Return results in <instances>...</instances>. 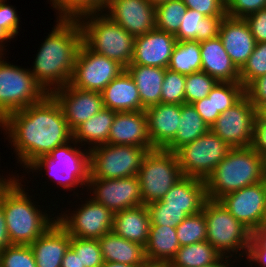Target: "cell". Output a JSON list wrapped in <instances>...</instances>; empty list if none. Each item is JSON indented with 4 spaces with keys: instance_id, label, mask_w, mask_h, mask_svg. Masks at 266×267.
Wrapping results in <instances>:
<instances>
[{
    "instance_id": "16",
    "label": "cell",
    "mask_w": 266,
    "mask_h": 267,
    "mask_svg": "<svg viewBox=\"0 0 266 267\" xmlns=\"http://www.w3.org/2000/svg\"><path fill=\"white\" fill-rule=\"evenodd\" d=\"M219 201L250 231L266 226V201L262 181L228 193Z\"/></svg>"
},
{
    "instance_id": "50",
    "label": "cell",
    "mask_w": 266,
    "mask_h": 267,
    "mask_svg": "<svg viewBox=\"0 0 266 267\" xmlns=\"http://www.w3.org/2000/svg\"><path fill=\"white\" fill-rule=\"evenodd\" d=\"M256 43L266 42V8L244 18Z\"/></svg>"
},
{
    "instance_id": "48",
    "label": "cell",
    "mask_w": 266,
    "mask_h": 267,
    "mask_svg": "<svg viewBox=\"0 0 266 267\" xmlns=\"http://www.w3.org/2000/svg\"><path fill=\"white\" fill-rule=\"evenodd\" d=\"M245 95L258 113L266 110V74L254 79L246 88Z\"/></svg>"
},
{
    "instance_id": "58",
    "label": "cell",
    "mask_w": 266,
    "mask_h": 267,
    "mask_svg": "<svg viewBox=\"0 0 266 267\" xmlns=\"http://www.w3.org/2000/svg\"><path fill=\"white\" fill-rule=\"evenodd\" d=\"M142 265H129L125 263H118V262H104L101 267H140Z\"/></svg>"
},
{
    "instance_id": "35",
    "label": "cell",
    "mask_w": 266,
    "mask_h": 267,
    "mask_svg": "<svg viewBox=\"0 0 266 267\" xmlns=\"http://www.w3.org/2000/svg\"><path fill=\"white\" fill-rule=\"evenodd\" d=\"M200 42H176L168 69L183 75H190L201 71Z\"/></svg>"
},
{
    "instance_id": "30",
    "label": "cell",
    "mask_w": 266,
    "mask_h": 267,
    "mask_svg": "<svg viewBox=\"0 0 266 267\" xmlns=\"http://www.w3.org/2000/svg\"><path fill=\"white\" fill-rule=\"evenodd\" d=\"M126 70L136 83L144 110L161 103L162 84L165 74L164 68L129 65Z\"/></svg>"
},
{
    "instance_id": "42",
    "label": "cell",
    "mask_w": 266,
    "mask_h": 267,
    "mask_svg": "<svg viewBox=\"0 0 266 267\" xmlns=\"http://www.w3.org/2000/svg\"><path fill=\"white\" fill-rule=\"evenodd\" d=\"M70 247L79 255L81 267H101L104 264L97 239L71 237Z\"/></svg>"
},
{
    "instance_id": "22",
    "label": "cell",
    "mask_w": 266,
    "mask_h": 267,
    "mask_svg": "<svg viewBox=\"0 0 266 267\" xmlns=\"http://www.w3.org/2000/svg\"><path fill=\"white\" fill-rule=\"evenodd\" d=\"M148 132L154 149H164L176 136L181 105L159 103L145 109Z\"/></svg>"
},
{
    "instance_id": "59",
    "label": "cell",
    "mask_w": 266,
    "mask_h": 267,
    "mask_svg": "<svg viewBox=\"0 0 266 267\" xmlns=\"http://www.w3.org/2000/svg\"><path fill=\"white\" fill-rule=\"evenodd\" d=\"M1 177V176H0ZM15 177L13 176L12 178H0V192L14 179Z\"/></svg>"
},
{
    "instance_id": "8",
    "label": "cell",
    "mask_w": 266,
    "mask_h": 267,
    "mask_svg": "<svg viewBox=\"0 0 266 267\" xmlns=\"http://www.w3.org/2000/svg\"><path fill=\"white\" fill-rule=\"evenodd\" d=\"M2 56L0 53V122L9 113L38 103L47 95L30 69L4 62Z\"/></svg>"
},
{
    "instance_id": "12",
    "label": "cell",
    "mask_w": 266,
    "mask_h": 267,
    "mask_svg": "<svg viewBox=\"0 0 266 267\" xmlns=\"http://www.w3.org/2000/svg\"><path fill=\"white\" fill-rule=\"evenodd\" d=\"M126 68L81 44L76 56L70 85L84 91L102 90Z\"/></svg>"
},
{
    "instance_id": "31",
    "label": "cell",
    "mask_w": 266,
    "mask_h": 267,
    "mask_svg": "<svg viewBox=\"0 0 266 267\" xmlns=\"http://www.w3.org/2000/svg\"><path fill=\"white\" fill-rule=\"evenodd\" d=\"M176 234L174 227L150 225L149 239L145 246L147 262L169 263L181 247Z\"/></svg>"
},
{
    "instance_id": "20",
    "label": "cell",
    "mask_w": 266,
    "mask_h": 267,
    "mask_svg": "<svg viewBox=\"0 0 266 267\" xmlns=\"http://www.w3.org/2000/svg\"><path fill=\"white\" fill-rule=\"evenodd\" d=\"M107 144L133 145L143 147L148 151L154 150L145 111L116 112Z\"/></svg>"
},
{
    "instance_id": "55",
    "label": "cell",
    "mask_w": 266,
    "mask_h": 267,
    "mask_svg": "<svg viewBox=\"0 0 266 267\" xmlns=\"http://www.w3.org/2000/svg\"><path fill=\"white\" fill-rule=\"evenodd\" d=\"M61 267H81L79 255L69 246L61 262Z\"/></svg>"
},
{
    "instance_id": "15",
    "label": "cell",
    "mask_w": 266,
    "mask_h": 267,
    "mask_svg": "<svg viewBox=\"0 0 266 267\" xmlns=\"http://www.w3.org/2000/svg\"><path fill=\"white\" fill-rule=\"evenodd\" d=\"M87 186L90 190L93 189L94 196L90 198L113 213L143 204L137 176L117 179L89 178Z\"/></svg>"
},
{
    "instance_id": "54",
    "label": "cell",
    "mask_w": 266,
    "mask_h": 267,
    "mask_svg": "<svg viewBox=\"0 0 266 267\" xmlns=\"http://www.w3.org/2000/svg\"><path fill=\"white\" fill-rule=\"evenodd\" d=\"M10 245L12 243L7 232L5 213L0 205V253Z\"/></svg>"
},
{
    "instance_id": "43",
    "label": "cell",
    "mask_w": 266,
    "mask_h": 267,
    "mask_svg": "<svg viewBox=\"0 0 266 267\" xmlns=\"http://www.w3.org/2000/svg\"><path fill=\"white\" fill-rule=\"evenodd\" d=\"M185 80L186 75L166 68L162 84L161 103L179 105L185 103Z\"/></svg>"
},
{
    "instance_id": "25",
    "label": "cell",
    "mask_w": 266,
    "mask_h": 267,
    "mask_svg": "<svg viewBox=\"0 0 266 267\" xmlns=\"http://www.w3.org/2000/svg\"><path fill=\"white\" fill-rule=\"evenodd\" d=\"M201 71L218 82L240 83L239 69L232 62L218 37L200 42Z\"/></svg>"
},
{
    "instance_id": "17",
    "label": "cell",
    "mask_w": 266,
    "mask_h": 267,
    "mask_svg": "<svg viewBox=\"0 0 266 267\" xmlns=\"http://www.w3.org/2000/svg\"><path fill=\"white\" fill-rule=\"evenodd\" d=\"M104 9L111 20L134 37L156 26V9L148 0H107Z\"/></svg>"
},
{
    "instance_id": "1",
    "label": "cell",
    "mask_w": 266,
    "mask_h": 267,
    "mask_svg": "<svg viewBox=\"0 0 266 267\" xmlns=\"http://www.w3.org/2000/svg\"><path fill=\"white\" fill-rule=\"evenodd\" d=\"M0 127L8 131L5 134L25 168L73 139L62 108L51 94L38 103L9 113Z\"/></svg>"
},
{
    "instance_id": "7",
    "label": "cell",
    "mask_w": 266,
    "mask_h": 267,
    "mask_svg": "<svg viewBox=\"0 0 266 267\" xmlns=\"http://www.w3.org/2000/svg\"><path fill=\"white\" fill-rule=\"evenodd\" d=\"M144 205L161 200L183 177L174 152L164 149L148 151L137 173Z\"/></svg>"
},
{
    "instance_id": "11",
    "label": "cell",
    "mask_w": 266,
    "mask_h": 267,
    "mask_svg": "<svg viewBox=\"0 0 266 267\" xmlns=\"http://www.w3.org/2000/svg\"><path fill=\"white\" fill-rule=\"evenodd\" d=\"M230 149L209 129L204 135L179 148L175 154L183 176L206 180Z\"/></svg>"
},
{
    "instance_id": "33",
    "label": "cell",
    "mask_w": 266,
    "mask_h": 267,
    "mask_svg": "<svg viewBox=\"0 0 266 267\" xmlns=\"http://www.w3.org/2000/svg\"><path fill=\"white\" fill-rule=\"evenodd\" d=\"M209 129L210 128L198 114L194 106L192 104L183 103L181 105V117L177 134L164 150L175 153L182 146L204 135Z\"/></svg>"
},
{
    "instance_id": "29",
    "label": "cell",
    "mask_w": 266,
    "mask_h": 267,
    "mask_svg": "<svg viewBox=\"0 0 266 267\" xmlns=\"http://www.w3.org/2000/svg\"><path fill=\"white\" fill-rule=\"evenodd\" d=\"M224 16H205L198 11L187 8L178 32L174 35L178 42H202L219 35V27Z\"/></svg>"
},
{
    "instance_id": "10",
    "label": "cell",
    "mask_w": 266,
    "mask_h": 267,
    "mask_svg": "<svg viewBox=\"0 0 266 267\" xmlns=\"http://www.w3.org/2000/svg\"><path fill=\"white\" fill-rule=\"evenodd\" d=\"M69 143L58 146L47 156L39 157L27 168L35 171L46 168L49 177L52 176L64 189L74 188L75 185L87 186L90 175L89 150L82 152Z\"/></svg>"
},
{
    "instance_id": "47",
    "label": "cell",
    "mask_w": 266,
    "mask_h": 267,
    "mask_svg": "<svg viewBox=\"0 0 266 267\" xmlns=\"http://www.w3.org/2000/svg\"><path fill=\"white\" fill-rule=\"evenodd\" d=\"M266 8V0H227L226 15L232 18H245Z\"/></svg>"
},
{
    "instance_id": "4",
    "label": "cell",
    "mask_w": 266,
    "mask_h": 267,
    "mask_svg": "<svg viewBox=\"0 0 266 267\" xmlns=\"http://www.w3.org/2000/svg\"><path fill=\"white\" fill-rule=\"evenodd\" d=\"M265 172V159L252 147L231 148L205 180L207 198L219 200L228 193L257 184Z\"/></svg>"
},
{
    "instance_id": "45",
    "label": "cell",
    "mask_w": 266,
    "mask_h": 267,
    "mask_svg": "<svg viewBox=\"0 0 266 267\" xmlns=\"http://www.w3.org/2000/svg\"><path fill=\"white\" fill-rule=\"evenodd\" d=\"M0 267H37L30 245L12 244L0 253Z\"/></svg>"
},
{
    "instance_id": "36",
    "label": "cell",
    "mask_w": 266,
    "mask_h": 267,
    "mask_svg": "<svg viewBox=\"0 0 266 267\" xmlns=\"http://www.w3.org/2000/svg\"><path fill=\"white\" fill-rule=\"evenodd\" d=\"M155 9V28L175 35L183 21L187 6L182 0H170L155 6Z\"/></svg>"
},
{
    "instance_id": "41",
    "label": "cell",
    "mask_w": 266,
    "mask_h": 267,
    "mask_svg": "<svg viewBox=\"0 0 266 267\" xmlns=\"http://www.w3.org/2000/svg\"><path fill=\"white\" fill-rule=\"evenodd\" d=\"M217 82L214 77L202 71L186 75L185 103L192 104L206 98Z\"/></svg>"
},
{
    "instance_id": "18",
    "label": "cell",
    "mask_w": 266,
    "mask_h": 267,
    "mask_svg": "<svg viewBox=\"0 0 266 267\" xmlns=\"http://www.w3.org/2000/svg\"><path fill=\"white\" fill-rule=\"evenodd\" d=\"M51 95L61 106L72 132L104 108L101 92L80 90L70 84L54 90Z\"/></svg>"
},
{
    "instance_id": "9",
    "label": "cell",
    "mask_w": 266,
    "mask_h": 267,
    "mask_svg": "<svg viewBox=\"0 0 266 267\" xmlns=\"http://www.w3.org/2000/svg\"><path fill=\"white\" fill-rule=\"evenodd\" d=\"M148 150L133 145L103 144L89 149V178L117 179L137 176Z\"/></svg>"
},
{
    "instance_id": "19",
    "label": "cell",
    "mask_w": 266,
    "mask_h": 267,
    "mask_svg": "<svg viewBox=\"0 0 266 267\" xmlns=\"http://www.w3.org/2000/svg\"><path fill=\"white\" fill-rule=\"evenodd\" d=\"M177 40L173 34L154 28L135 37L130 65L168 68Z\"/></svg>"
},
{
    "instance_id": "49",
    "label": "cell",
    "mask_w": 266,
    "mask_h": 267,
    "mask_svg": "<svg viewBox=\"0 0 266 267\" xmlns=\"http://www.w3.org/2000/svg\"><path fill=\"white\" fill-rule=\"evenodd\" d=\"M189 9L205 16H226V2L224 0H182Z\"/></svg>"
},
{
    "instance_id": "38",
    "label": "cell",
    "mask_w": 266,
    "mask_h": 267,
    "mask_svg": "<svg viewBox=\"0 0 266 267\" xmlns=\"http://www.w3.org/2000/svg\"><path fill=\"white\" fill-rule=\"evenodd\" d=\"M207 222L204 212L187 216L177 227V238L180 246L204 242L207 238Z\"/></svg>"
},
{
    "instance_id": "26",
    "label": "cell",
    "mask_w": 266,
    "mask_h": 267,
    "mask_svg": "<svg viewBox=\"0 0 266 267\" xmlns=\"http://www.w3.org/2000/svg\"><path fill=\"white\" fill-rule=\"evenodd\" d=\"M104 108L116 112L145 111L136 83L127 70L114 78L101 92Z\"/></svg>"
},
{
    "instance_id": "57",
    "label": "cell",
    "mask_w": 266,
    "mask_h": 267,
    "mask_svg": "<svg viewBox=\"0 0 266 267\" xmlns=\"http://www.w3.org/2000/svg\"><path fill=\"white\" fill-rule=\"evenodd\" d=\"M13 38L4 28L0 26V53H2L4 50V41H7L9 39Z\"/></svg>"
},
{
    "instance_id": "63",
    "label": "cell",
    "mask_w": 266,
    "mask_h": 267,
    "mask_svg": "<svg viewBox=\"0 0 266 267\" xmlns=\"http://www.w3.org/2000/svg\"><path fill=\"white\" fill-rule=\"evenodd\" d=\"M164 267H173L172 265H170L169 263H165Z\"/></svg>"
},
{
    "instance_id": "61",
    "label": "cell",
    "mask_w": 266,
    "mask_h": 267,
    "mask_svg": "<svg viewBox=\"0 0 266 267\" xmlns=\"http://www.w3.org/2000/svg\"><path fill=\"white\" fill-rule=\"evenodd\" d=\"M152 5L154 6H157L161 3H164V2H167V1H170V0H148Z\"/></svg>"
},
{
    "instance_id": "6",
    "label": "cell",
    "mask_w": 266,
    "mask_h": 267,
    "mask_svg": "<svg viewBox=\"0 0 266 267\" xmlns=\"http://www.w3.org/2000/svg\"><path fill=\"white\" fill-rule=\"evenodd\" d=\"M202 211L207 222L206 240L221 254L230 257L248 252L251 231L238 221L219 200L207 199ZM239 250V251H238ZM228 252V253H227Z\"/></svg>"
},
{
    "instance_id": "24",
    "label": "cell",
    "mask_w": 266,
    "mask_h": 267,
    "mask_svg": "<svg viewBox=\"0 0 266 267\" xmlns=\"http://www.w3.org/2000/svg\"><path fill=\"white\" fill-rule=\"evenodd\" d=\"M71 236L56 221L30 247L37 267H61L66 250L70 246Z\"/></svg>"
},
{
    "instance_id": "51",
    "label": "cell",
    "mask_w": 266,
    "mask_h": 267,
    "mask_svg": "<svg viewBox=\"0 0 266 267\" xmlns=\"http://www.w3.org/2000/svg\"><path fill=\"white\" fill-rule=\"evenodd\" d=\"M5 1H0V26L14 38L18 34L19 16L14 7L5 4Z\"/></svg>"
},
{
    "instance_id": "60",
    "label": "cell",
    "mask_w": 266,
    "mask_h": 267,
    "mask_svg": "<svg viewBox=\"0 0 266 267\" xmlns=\"http://www.w3.org/2000/svg\"><path fill=\"white\" fill-rule=\"evenodd\" d=\"M140 267H164V263L146 262L144 265H142Z\"/></svg>"
},
{
    "instance_id": "46",
    "label": "cell",
    "mask_w": 266,
    "mask_h": 267,
    "mask_svg": "<svg viewBox=\"0 0 266 267\" xmlns=\"http://www.w3.org/2000/svg\"><path fill=\"white\" fill-rule=\"evenodd\" d=\"M247 258L258 266L266 267V226L251 231Z\"/></svg>"
},
{
    "instance_id": "62",
    "label": "cell",
    "mask_w": 266,
    "mask_h": 267,
    "mask_svg": "<svg viewBox=\"0 0 266 267\" xmlns=\"http://www.w3.org/2000/svg\"><path fill=\"white\" fill-rule=\"evenodd\" d=\"M262 183H263V188H264V191H265V201H266V172L264 174Z\"/></svg>"
},
{
    "instance_id": "23",
    "label": "cell",
    "mask_w": 266,
    "mask_h": 267,
    "mask_svg": "<svg viewBox=\"0 0 266 267\" xmlns=\"http://www.w3.org/2000/svg\"><path fill=\"white\" fill-rule=\"evenodd\" d=\"M207 199L205 180L183 176L161 200L165 208L183 209L190 216L201 212Z\"/></svg>"
},
{
    "instance_id": "13",
    "label": "cell",
    "mask_w": 266,
    "mask_h": 267,
    "mask_svg": "<svg viewBox=\"0 0 266 267\" xmlns=\"http://www.w3.org/2000/svg\"><path fill=\"white\" fill-rule=\"evenodd\" d=\"M257 114L258 111L244 95L221 113L210 129L231 148L251 147Z\"/></svg>"
},
{
    "instance_id": "40",
    "label": "cell",
    "mask_w": 266,
    "mask_h": 267,
    "mask_svg": "<svg viewBox=\"0 0 266 267\" xmlns=\"http://www.w3.org/2000/svg\"><path fill=\"white\" fill-rule=\"evenodd\" d=\"M266 74V42L256 43L249 59L239 70L240 83L246 88L254 79Z\"/></svg>"
},
{
    "instance_id": "3",
    "label": "cell",
    "mask_w": 266,
    "mask_h": 267,
    "mask_svg": "<svg viewBox=\"0 0 266 267\" xmlns=\"http://www.w3.org/2000/svg\"><path fill=\"white\" fill-rule=\"evenodd\" d=\"M14 178L1 192L0 205L5 213L7 232L12 244L30 245L57 220L34 205L25 188ZM22 186V187H20Z\"/></svg>"
},
{
    "instance_id": "27",
    "label": "cell",
    "mask_w": 266,
    "mask_h": 267,
    "mask_svg": "<svg viewBox=\"0 0 266 267\" xmlns=\"http://www.w3.org/2000/svg\"><path fill=\"white\" fill-rule=\"evenodd\" d=\"M150 217L146 205L114 213L112 231L120 237L146 246L149 239Z\"/></svg>"
},
{
    "instance_id": "37",
    "label": "cell",
    "mask_w": 266,
    "mask_h": 267,
    "mask_svg": "<svg viewBox=\"0 0 266 267\" xmlns=\"http://www.w3.org/2000/svg\"><path fill=\"white\" fill-rule=\"evenodd\" d=\"M209 95H213L215 123L221 113L232 107L245 95V88L241 83L217 82Z\"/></svg>"
},
{
    "instance_id": "21",
    "label": "cell",
    "mask_w": 266,
    "mask_h": 267,
    "mask_svg": "<svg viewBox=\"0 0 266 267\" xmlns=\"http://www.w3.org/2000/svg\"><path fill=\"white\" fill-rule=\"evenodd\" d=\"M219 38L232 62L240 70L254 51L256 41L244 18L224 16Z\"/></svg>"
},
{
    "instance_id": "44",
    "label": "cell",
    "mask_w": 266,
    "mask_h": 267,
    "mask_svg": "<svg viewBox=\"0 0 266 267\" xmlns=\"http://www.w3.org/2000/svg\"><path fill=\"white\" fill-rule=\"evenodd\" d=\"M150 225L170 226L176 228L188 215L183 209L165 208L162 200L146 205Z\"/></svg>"
},
{
    "instance_id": "53",
    "label": "cell",
    "mask_w": 266,
    "mask_h": 267,
    "mask_svg": "<svg viewBox=\"0 0 266 267\" xmlns=\"http://www.w3.org/2000/svg\"><path fill=\"white\" fill-rule=\"evenodd\" d=\"M198 114L203 118L209 128L214 124L213 95L200 99L192 103Z\"/></svg>"
},
{
    "instance_id": "5",
    "label": "cell",
    "mask_w": 266,
    "mask_h": 267,
    "mask_svg": "<svg viewBox=\"0 0 266 267\" xmlns=\"http://www.w3.org/2000/svg\"><path fill=\"white\" fill-rule=\"evenodd\" d=\"M77 20L82 31V43L88 49L119 62L125 68L130 65L134 52V36L105 13H88Z\"/></svg>"
},
{
    "instance_id": "34",
    "label": "cell",
    "mask_w": 266,
    "mask_h": 267,
    "mask_svg": "<svg viewBox=\"0 0 266 267\" xmlns=\"http://www.w3.org/2000/svg\"><path fill=\"white\" fill-rule=\"evenodd\" d=\"M221 254L206 240L181 246L169 262L173 267H201L216 261Z\"/></svg>"
},
{
    "instance_id": "52",
    "label": "cell",
    "mask_w": 266,
    "mask_h": 267,
    "mask_svg": "<svg viewBox=\"0 0 266 267\" xmlns=\"http://www.w3.org/2000/svg\"><path fill=\"white\" fill-rule=\"evenodd\" d=\"M251 147L264 159L266 158V115L264 113H258L256 116Z\"/></svg>"
},
{
    "instance_id": "39",
    "label": "cell",
    "mask_w": 266,
    "mask_h": 267,
    "mask_svg": "<svg viewBox=\"0 0 266 267\" xmlns=\"http://www.w3.org/2000/svg\"><path fill=\"white\" fill-rule=\"evenodd\" d=\"M59 18L77 19L88 13L103 12L107 0H50Z\"/></svg>"
},
{
    "instance_id": "32",
    "label": "cell",
    "mask_w": 266,
    "mask_h": 267,
    "mask_svg": "<svg viewBox=\"0 0 266 267\" xmlns=\"http://www.w3.org/2000/svg\"><path fill=\"white\" fill-rule=\"evenodd\" d=\"M115 114L116 111L103 108L97 114L83 122L73 131V139L71 140L73 145H77L80 142H87V144H90L88 149H91V147L107 144Z\"/></svg>"
},
{
    "instance_id": "14",
    "label": "cell",
    "mask_w": 266,
    "mask_h": 267,
    "mask_svg": "<svg viewBox=\"0 0 266 267\" xmlns=\"http://www.w3.org/2000/svg\"><path fill=\"white\" fill-rule=\"evenodd\" d=\"M68 215L62 214L56 220L71 237L98 240L112 231L114 213L92 198Z\"/></svg>"
},
{
    "instance_id": "2",
    "label": "cell",
    "mask_w": 266,
    "mask_h": 267,
    "mask_svg": "<svg viewBox=\"0 0 266 267\" xmlns=\"http://www.w3.org/2000/svg\"><path fill=\"white\" fill-rule=\"evenodd\" d=\"M56 22L57 26L44 40L30 71L47 94L70 83L82 44V31L77 19L59 18Z\"/></svg>"
},
{
    "instance_id": "56",
    "label": "cell",
    "mask_w": 266,
    "mask_h": 267,
    "mask_svg": "<svg viewBox=\"0 0 266 267\" xmlns=\"http://www.w3.org/2000/svg\"><path fill=\"white\" fill-rule=\"evenodd\" d=\"M224 257H225V260H224ZM230 256L229 255H221L216 261H214L213 263L211 264H208V265H204V266H201V267H229V264H228V258ZM226 261V262H224ZM232 267V265H231Z\"/></svg>"
},
{
    "instance_id": "28",
    "label": "cell",
    "mask_w": 266,
    "mask_h": 267,
    "mask_svg": "<svg viewBox=\"0 0 266 267\" xmlns=\"http://www.w3.org/2000/svg\"><path fill=\"white\" fill-rule=\"evenodd\" d=\"M104 262H118L129 265H144L145 247L118 236L113 231L98 239Z\"/></svg>"
}]
</instances>
